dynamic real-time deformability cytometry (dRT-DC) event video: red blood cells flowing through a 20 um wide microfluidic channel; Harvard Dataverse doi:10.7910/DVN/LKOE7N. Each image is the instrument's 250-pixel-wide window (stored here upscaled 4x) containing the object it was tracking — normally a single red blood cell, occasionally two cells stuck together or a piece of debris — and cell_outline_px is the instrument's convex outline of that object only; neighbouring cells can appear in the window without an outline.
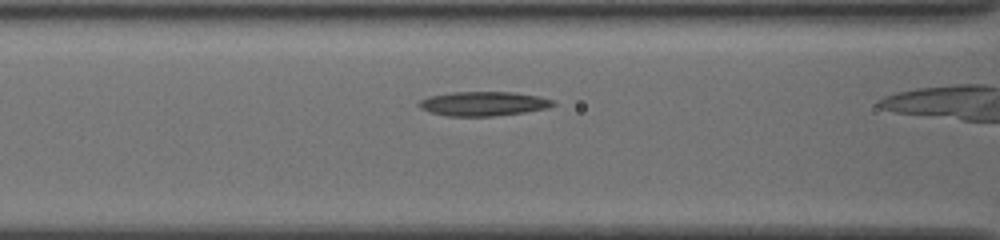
{"species": "common noctule bat (a hibernating species)", "species_latin": "Nyctalus noctula", "temperature_condition": "cold", "stored_images_in_passage": 29, "camera_frame_rate_fps": 3000, "um_per_image_px": 0.085, "animal": {"sex": "female", "body_mass_g": 19.5, "forearm_length_mm": 54.1}, "frame": {"image": 1, "passage_image": 9, "time_ms": 2.667, "image_size_px": [1000, 240], "cell_outline_px": [[556, 104], [548, 108], [524, 112], [492, 116], [448, 116], [432, 112], [420, 108], [416, 104], [420, 100], [428, 96], [452, 92], [516, 92], [540, 96], [552, 100]], "centroid_in_image_um": [41.08, 8.8], "position_along_channel_um": 125.5, "area_um2": 19.02}}
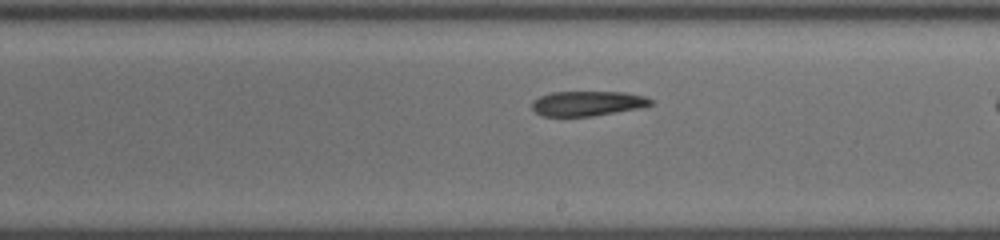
{"frame": {"image": 2, "passage_image": 18, "time_ms": 5.667, "image_size_px": [1000, 240], "cell_outline_px": [[652, 104], [640, 108], [592, 116], [540, 116], [532, 108], [532, 100], [540, 96], [552, 92], [624, 92], [644, 96], [652, 100]], "centroid_in_image_um": [49.91, 8.79], "position_along_channel_um": 239.1, "area_um2": 17.17}}
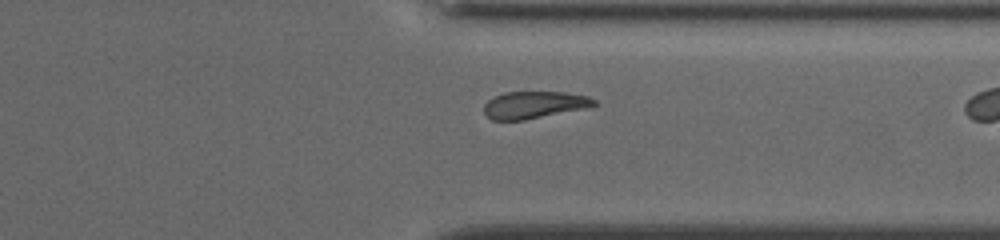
{"frame": {"image": 3, "passage_image": 28, "time_ms": 9.0, "image_size_px": [1000, 240], "cell_outline_px": [[600, 104], [584, 108], [524, 120], [492, 120], [484, 112], [484, 104], [488, 100], [496, 96], [508, 92], [564, 92], [588, 96], [596, 100]], "centroid_in_image_um": [45.42, 8.91], "position_along_channel_um": 366.0, "area_um2": 17.22}}